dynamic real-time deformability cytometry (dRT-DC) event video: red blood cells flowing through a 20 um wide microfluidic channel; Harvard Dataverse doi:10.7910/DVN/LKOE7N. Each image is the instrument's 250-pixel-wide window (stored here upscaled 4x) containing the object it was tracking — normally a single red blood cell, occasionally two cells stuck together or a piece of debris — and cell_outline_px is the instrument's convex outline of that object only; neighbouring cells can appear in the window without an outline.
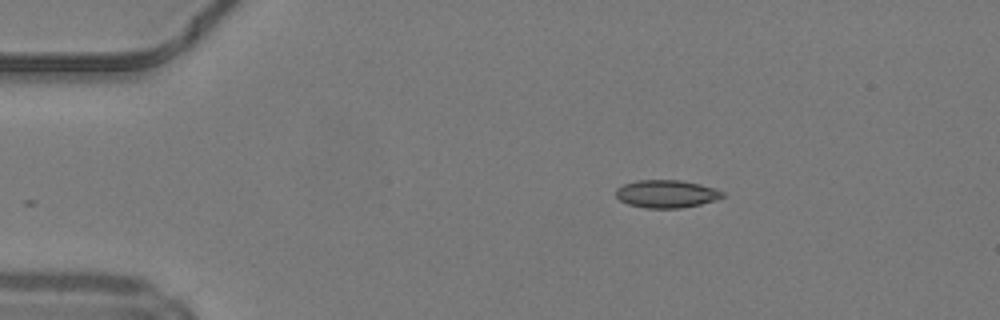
{"species": "common noctule bat (a hibernating species)", "species_latin": "Nyctalus noctula", "temperature_condition": "warm", "stored_images_in_passage": 41, "camera_frame_rate_fps": 3000, "um_per_image_px": 0.085, "animal": {"sex": "male", "body_mass_g": 19.2, "forearm_length_mm": 51.8}, "frame": {"image": 1, "passage_image": 1, "time_ms": 0.0, "image_size_px": [1000, 320], "cell_outline_px": [[724, 196], [716, 200], [700, 204], [680, 208], [644, 208], [628, 204], [620, 200], [616, 196], [616, 188], [624, 184], [636, 180], [680, 180], [700, 184], [716, 188], [724, 192]], "centroid_in_image_um": [56.65, 16.47], "position_along_channel_um": 28.3, "area_um2": 17.34}}
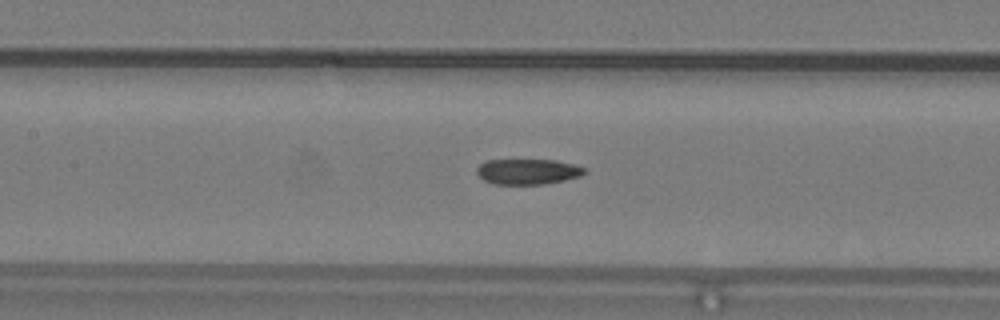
{"frame": {"image": 2, "passage_image": 15, "time_ms": 4.667, "image_size_px": [1000, 320], "cell_outline_px": [[588, 172], [580, 176], [564, 180], [544, 184], [492, 184], [484, 180], [476, 172], [476, 168], [480, 164], [488, 160], [556, 160], [576, 164], [588, 168]], "centroid_in_image_um": [44.91, 14.58], "position_along_channel_um": 162.5, "area_um2": 16.18}}
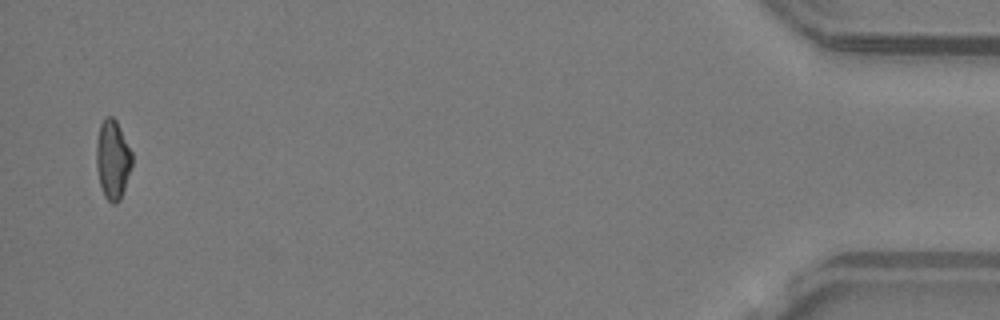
{"frame": {"image": 3, "passage_image": 40, "time_ms": 13.0, "image_size_px": [1000, 320], "cell_outline_px": [[132, 168], [120, 200], [116, 204], [112, 204], [104, 196], [100, 184], [96, 168], [96, 140], [100, 124], [104, 116], [112, 116], [116, 120], [132, 152]], "centroid_in_image_um": [9.57, 13.56], "position_along_channel_um": 425.6, "area_um2": 16.7}, "authors_computed_cell_mechanics": {"area_um2": 16.8198, "velocity_mm_per_s": 4.2253, "shape_relaxation_time_tau1_ms": null, "shape_relaxation_time_tau2_ms": 4.2729, "deformation_change_tau1": null, "deformation_change_tau2": 0.1191}}